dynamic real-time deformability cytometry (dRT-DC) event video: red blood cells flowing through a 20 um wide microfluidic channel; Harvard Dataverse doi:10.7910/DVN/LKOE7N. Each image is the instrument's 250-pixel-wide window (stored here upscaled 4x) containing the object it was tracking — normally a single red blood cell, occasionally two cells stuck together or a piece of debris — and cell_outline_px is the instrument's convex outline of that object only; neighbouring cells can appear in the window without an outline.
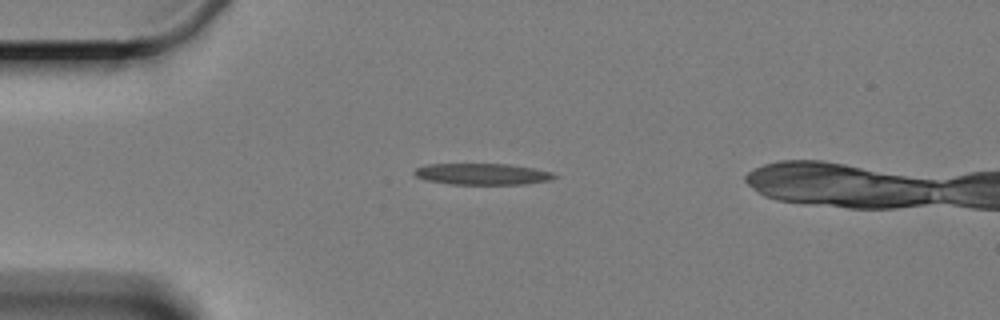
{"species": "Egyptian fruit bat (a non-hibernating species)", "species_latin": "Rousettus aegyptiacus", "temperature_condition": "cold", "stored_images_in_passage": 5, "camera_frame_rate_fps": 3000, "um_per_image_px": 0.085, "animal": {"sex": "female"}, "frame": {"image": 1, "passage_image": 2, "time_ms": 1.333, "image_size_px": [1000, 320], "cell_outline_px": [[556, 176], [552, 180], [528, 184], [448, 184], [424, 180], [416, 176], [412, 172], [416, 168], [424, 164], [508, 164], [532, 168], [552, 172]], "centroid_in_image_um": [40.96, 14.8], "position_along_channel_um": 44.0, "area_um2": 17.51}}
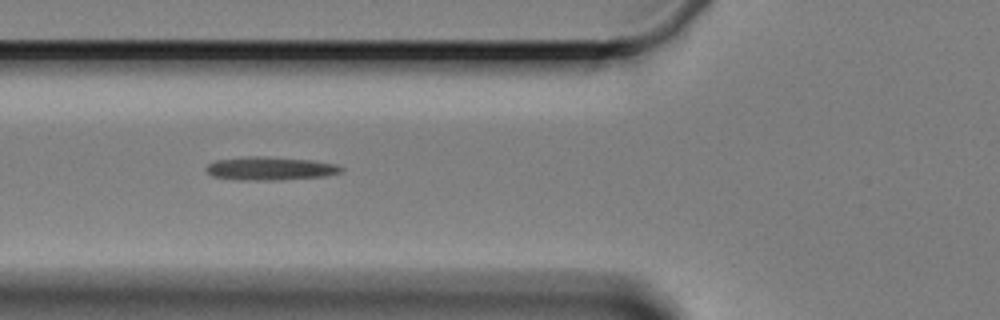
{"frame": {"image": 2, "passage_image": 4, "time_ms": 3.667, "image_size_px": [1000, 320], "cell_outline_px": [[344, 168], [340, 172], [328, 176], [280, 180], [240, 180], [212, 176], [204, 168], [208, 164], [216, 160], [244, 156], [268, 156], [312, 160], [336, 164]], "centroid_in_image_um": [22.97, 14.31], "position_along_channel_um": 102.8, "area_um2": 18.61}}
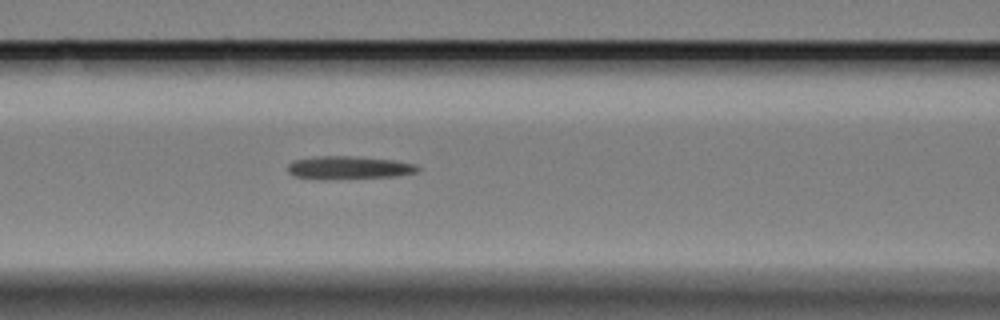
{"frame": {"image": 3, "passage_image": 5, "time_ms": 4.667, "image_size_px": [1000, 320], "cell_outline_px": [[420, 168], [416, 172], [392, 176], [296, 176], [288, 172], [288, 164], [292, 160], [316, 156], [356, 156], [396, 160], [416, 164]], "centroid_in_image_um": [29.7, 14.17], "position_along_channel_um": 136.9, "area_um2": 16.18}}